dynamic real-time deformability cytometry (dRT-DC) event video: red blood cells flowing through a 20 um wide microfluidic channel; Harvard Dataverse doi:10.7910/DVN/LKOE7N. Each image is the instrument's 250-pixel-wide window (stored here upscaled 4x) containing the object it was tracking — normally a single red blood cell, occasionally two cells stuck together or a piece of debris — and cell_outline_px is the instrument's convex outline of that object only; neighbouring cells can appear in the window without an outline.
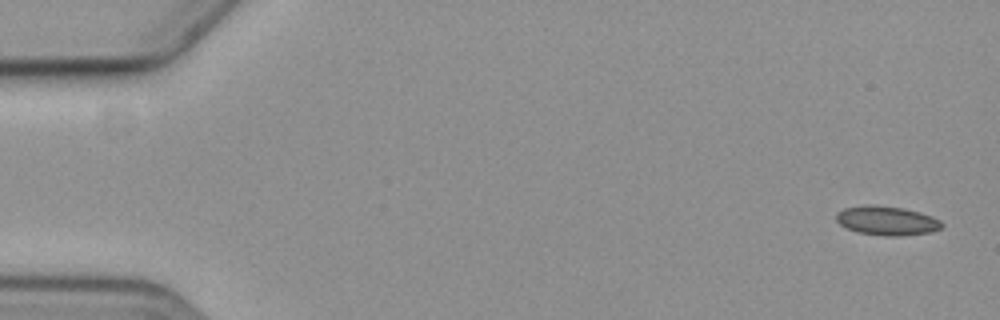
{"species": "common noctule bat (a hibernating species)", "species_latin": "Nyctalus noctula", "temperature_condition": "cold", "stored_images_in_passage": 10, "camera_frame_rate_fps": 3000, "um_per_image_px": 0.085, "animal": {"sex": "female", "body_mass_g": 19.3, "forearm_length_mm": 54.1}, "frame": {"image": 1, "passage_image": 1, "time_ms": 0.0, "image_size_px": [1000, 320], "cell_outline_px": [[944, 224], [940, 228], [928, 232], [900, 236], [884, 236], [856, 232], [840, 224], [836, 220], [836, 212], [844, 208], [868, 204], [904, 208], [920, 212], [932, 216], [940, 220]], "centroid_in_image_um": [75.36, 18.75], "position_along_channel_um": 9.6, "area_um2": 17.92}}
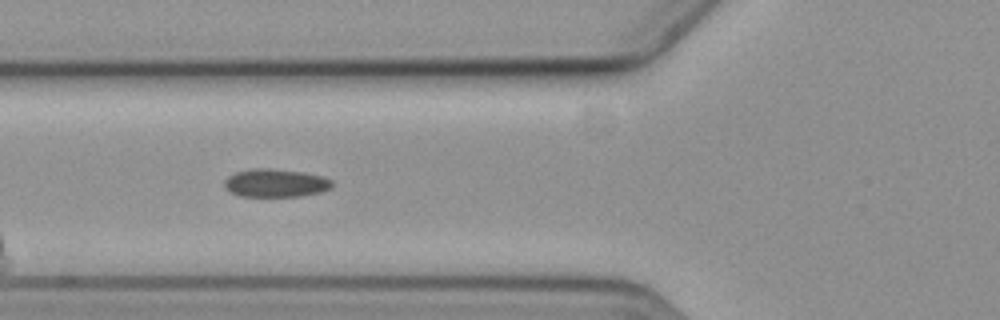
{"frame": {"image": 2, "passage_image": 6, "time_ms": 6.667, "image_size_px": [1000, 320], "cell_outline_px": [[332, 188], [320, 192], [300, 196], [240, 196], [228, 192], [224, 188], [224, 180], [228, 176], [236, 172], [252, 168], [268, 168], [304, 172], [324, 176], [332, 180]], "centroid_in_image_um": [23.4, 15.55], "position_along_channel_um": 102.4, "area_um2": 17.86}}